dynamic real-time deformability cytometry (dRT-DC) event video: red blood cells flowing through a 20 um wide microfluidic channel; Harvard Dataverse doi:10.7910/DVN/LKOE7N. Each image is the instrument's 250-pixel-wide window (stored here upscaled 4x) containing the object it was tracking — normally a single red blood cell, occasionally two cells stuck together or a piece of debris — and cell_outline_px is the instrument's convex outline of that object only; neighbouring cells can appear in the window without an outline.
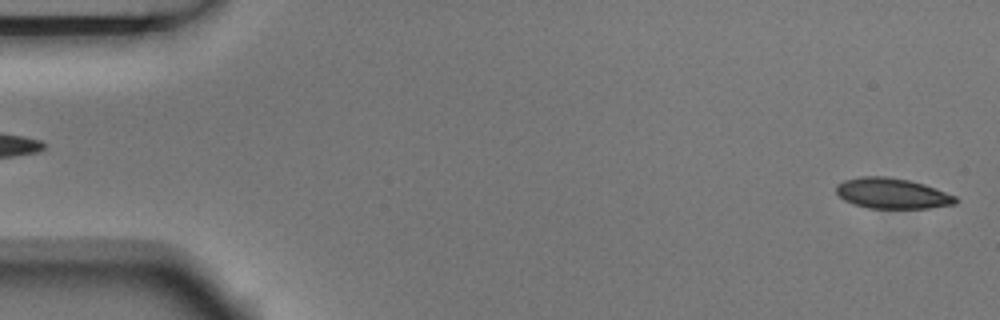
{"species": "Egyptian fruit bat (a non-hibernating species)", "species_latin": "Rousettus aegyptiacus", "temperature_condition": "room temperature", "stored_images_in_passage": 5, "camera_frame_rate_fps": 3000, "um_per_image_px": 0.085, "animal": {"sex": "male"}, "frame": {"image": 1, "passage_image": 5, "time_ms": 1.333, "image_size_px": [1000, 320], "cell_outline_px": [[960, 200], [956, 204], [928, 208], [868, 208], [844, 200], [836, 192], [836, 184], [844, 180], [860, 176], [884, 176], [908, 180], [924, 184], [956, 196]], "centroid_in_image_um": [75.84, 16.43], "position_along_channel_um": 9.2, "area_um2": 21.21}}